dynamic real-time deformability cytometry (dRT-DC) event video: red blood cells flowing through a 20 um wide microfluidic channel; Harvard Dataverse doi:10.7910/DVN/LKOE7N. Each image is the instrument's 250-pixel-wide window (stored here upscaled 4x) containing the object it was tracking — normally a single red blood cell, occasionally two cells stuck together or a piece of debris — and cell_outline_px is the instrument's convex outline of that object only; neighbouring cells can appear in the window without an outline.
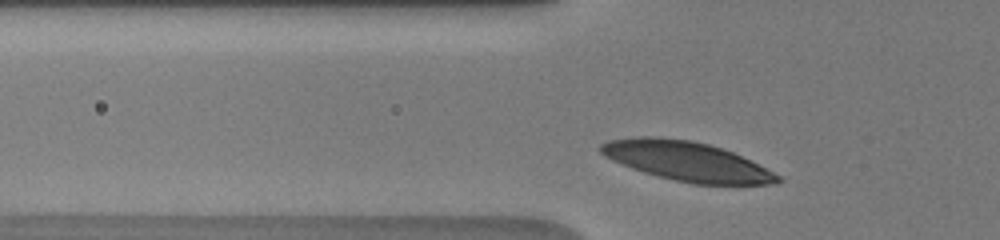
{"species": "human", "species_latin": "Homo sapiens", "temperature_condition": "warm", "stored_images_in_passage": 29, "camera_frame_rate_fps": 3000, "um_per_image_px": 0.085, "donor": {"sex": "male"}, "frame": {"image": 1, "passage_image": 2, "time_ms": 0.333, "image_size_px": [1000, 240], "cell_outline_px": [[784, 180], [772, 184], [692, 184], [644, 172], [632, 168], [612, 160], [604, 156], [600, 152], [600, 144], [608, 140], [640, 136], [652, 136], [692, 140], [708, 144], [732, 152], [780, 176]], "centroid_in_image_um": [58.32, 13.69], "position_along_channel_um": 67.5, "area_um2": 40.0}}
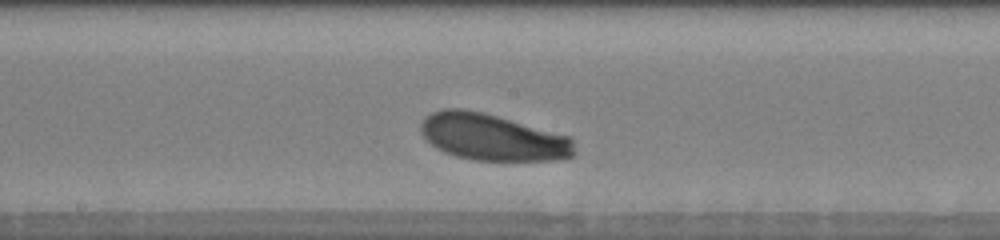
{"frame": {"image": 2, "passage_image": 13, "time_ms": 4.0, "image_size_px": [1000, 240], "cell_outline_px": [[576, 152], [572, 156], [552, 160], [476, 160], [456, 156], [444, 152], [436, 148], [420, 132], [420, 124], [424, 116], [432, 112], [444, 108], [464, 108], [496, 116], [568, 136], [572, 140]], "centroid_in_image_um": [41.81, 11.66], "position_along_channel_um": 206.4, "area_um2": 41.33}}
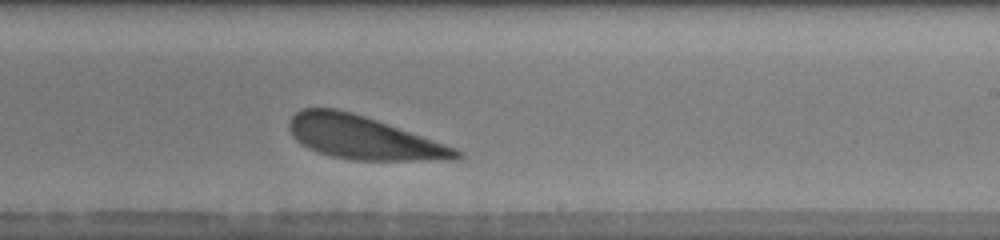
{"frame": {"image": 3, "passage_image": 17, "time_ms": 5.333, "image_size_px": [1000, 240], "cell_outline_px": [[464, 156], [460, 160], [352, 160], [332, 156], [308, 148], [296, 140], [292, 136], [288, 128], [288, 124], [292, 116], [296, 112], [304, 108], [336, 108], [352, 112], [376, 120], [456, 148], [464, 152]], "centroid_in_image_um": [30.89, 11.71], "position_along_channel_um": 258.1, "area_um2": 41.85}}